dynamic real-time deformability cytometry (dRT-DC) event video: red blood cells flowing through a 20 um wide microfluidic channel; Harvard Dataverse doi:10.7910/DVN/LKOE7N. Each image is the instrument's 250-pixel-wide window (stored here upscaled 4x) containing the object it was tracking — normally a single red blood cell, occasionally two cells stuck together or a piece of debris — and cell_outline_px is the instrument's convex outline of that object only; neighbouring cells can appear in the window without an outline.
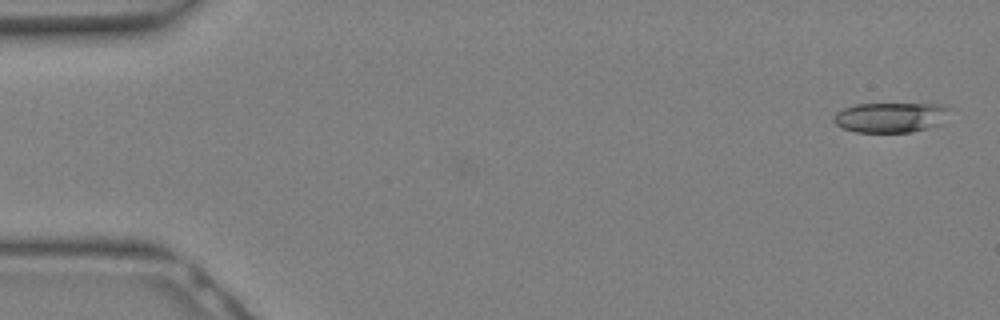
{"species": "Egyptian fruit bat (a non-hibernating species)", "species_latin": "Rousettus aegyptiacus", "temperature_condition": "warm", "stored_images_in_passage": 10, "camera_frame_rate_fps": 3000, "um_per_image_px": 0.085, "animal": {"sex": "female"}, "frame": {"image": 1, "passage_image": 1, "time_ms": 0.0, "image_size_px": [1000, 320], "cell_outline_px": [[948, 108], [944, 124], [912, 132], [856, 132], [840, 128], [832, 120], [836, 112], [844, 108], [856, 104], [944, 104]], "centroid_in_image_um": [75.69, 9.98], "position_along_channel_um": 9.3, "area_um2": 20.46}}